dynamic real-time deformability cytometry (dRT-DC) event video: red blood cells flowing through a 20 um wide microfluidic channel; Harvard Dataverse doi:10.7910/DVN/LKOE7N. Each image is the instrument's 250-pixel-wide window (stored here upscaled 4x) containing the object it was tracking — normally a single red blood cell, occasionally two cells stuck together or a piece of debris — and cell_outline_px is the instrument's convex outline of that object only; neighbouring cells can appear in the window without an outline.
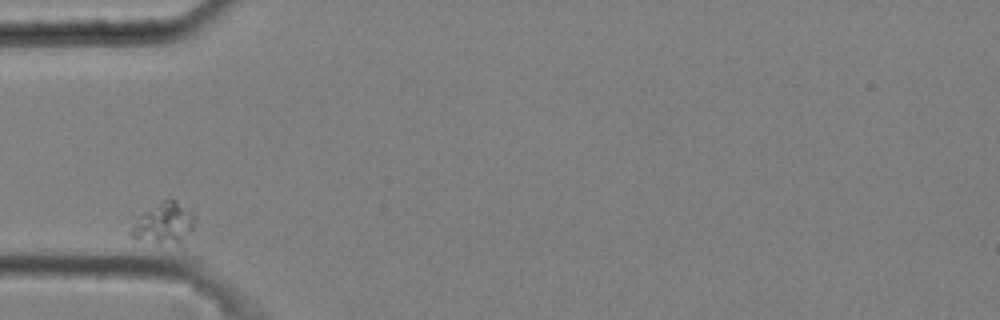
{"species": "common noctule bat (a hibernating species)", "species_latin": "Nyctalus noctula", "temperature_condition": "cold", "stored_images_in_passage": 1, "camera_frame_rate_fps": 3000, "um_per_image_px": 0.085, "animal": {"sex": "male", "body_mass_g": 20.4}, "frame": {"image": 1, "passage_image": 1, "time_ms": 0.0, "image_size_px": [1000, 320], "cell_outline_px": [[196, 220], [192, 228], [180, 244], [156, 244], [132, 236], [128, 232], [140, 216], [168, 196], [172, 196], [188, 208], [196, 216]], "centroid_in_image_um": [14.0, 18.95], "position_along_channel_um": 71.0, "area_um2": 15.26}}